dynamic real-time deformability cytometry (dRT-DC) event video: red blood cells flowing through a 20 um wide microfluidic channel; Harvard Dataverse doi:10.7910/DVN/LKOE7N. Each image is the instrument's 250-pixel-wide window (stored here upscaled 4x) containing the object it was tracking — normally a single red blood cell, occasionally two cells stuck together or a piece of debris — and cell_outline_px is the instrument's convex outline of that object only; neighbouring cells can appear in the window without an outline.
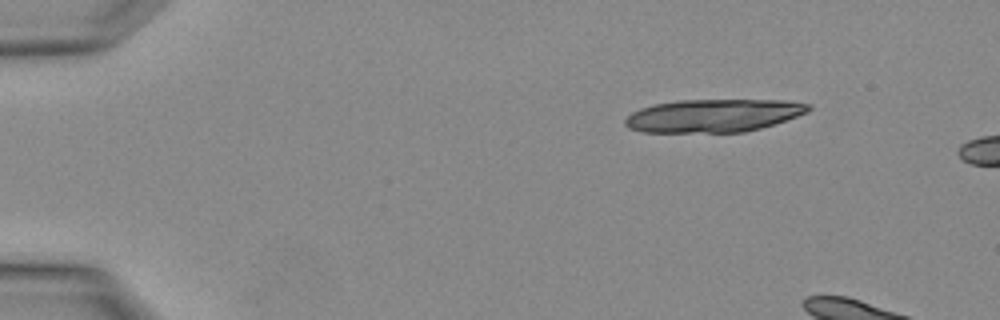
{"species": "Egyptian fruit bat (a non-hibernating species)", "species_latin": "Rousettus aegyptiacus", "temperature_condition": "warm", "stored_images_in_passage": 3, "camera_frame_rate_fps": 3000, "um_per_image_px": 0.085, "animal": {"sex": "female"}, "frame": {"image": 1, "passage_image": 3, "time_ms": 0.667, "image_size_px": [1000, 320], "cell_outline_px": [[812, 108], [808, 112], [760, 128], [744, 132], [644, 132], [628, 128], [624, 124], [624, 120], [632, 112], [640, 108], [652, 104], [676, 100], [784, 100], [812, 104]], "centroid_in_image_um": [60.61, 9.81], "position_along_channel_um": 24.4, "area_um2": 35.26}}